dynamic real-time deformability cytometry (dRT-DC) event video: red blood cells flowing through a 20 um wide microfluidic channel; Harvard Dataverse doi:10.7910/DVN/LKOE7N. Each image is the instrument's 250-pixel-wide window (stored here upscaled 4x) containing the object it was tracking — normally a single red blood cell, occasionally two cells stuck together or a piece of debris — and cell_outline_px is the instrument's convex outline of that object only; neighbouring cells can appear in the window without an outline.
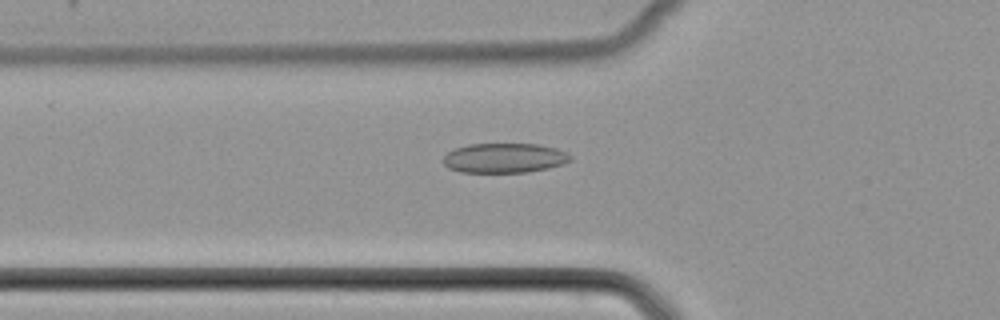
{"species": "common noctule bat (a hibernating species)", "species_latin": "Nyctalus noctula", "temperature_condition": "cold", "stored_images_in_passage": 50, "camera_frame_rate_fps": 3000, "um_per_image_px": 0.085, "animal": {"sex": "female", "body_mass_g": 22.7, "forearm_length_mm": 54.2}, "frame": {"image": 1, "passage_image": 18, "time_ms": 5.667, "image_size_px": [1000, 320], "cell_outline_px": [[572, 160], [564, 164], [548, 168], [528, 172], [460, 172], [448, 168], [444, 164], [444, 156], [448, 152], [456, 148], [468, 144], [536, 144], [556, 148], [568, 152], [572, 156]], "centroid_in_image_um": [42.91, 13.43], "position_along_channel_um": 82.9, "area_um2": 22.08}}
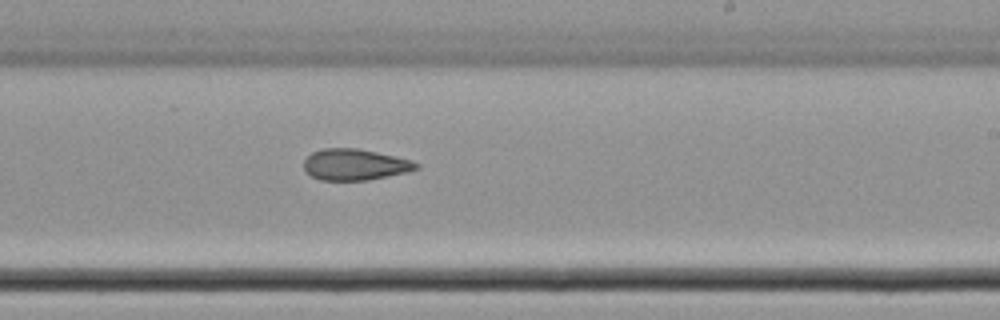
{"frame": {"image": 2, "passage_image": 31, "time_ms": 10.0, "image_size_px": [1000, 320], "cell_outline_px": [[420, 168], [408, 172], [368, 180], [320, 180], [304, 172], [304, 160], [312, 152], [324, 148], [356, 148], [396, 156], [412, 160], [420, 164]], "centroid_in_image_um": [30.18, 13.99], "position_along_channel_um": 258.8, "area_um2": 20.58}}
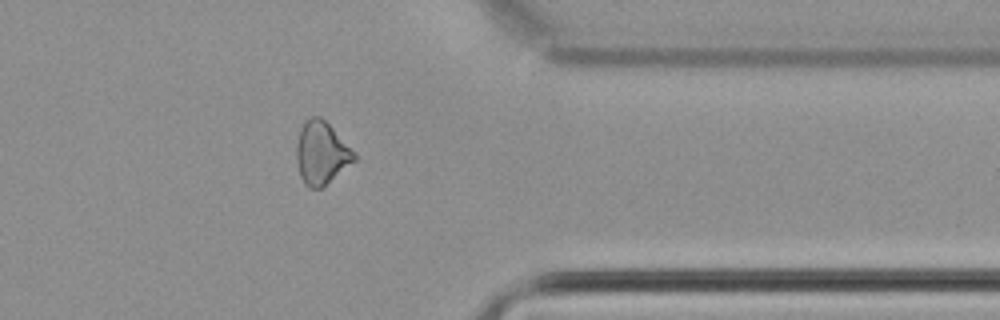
{"frame": {"image": 3, "passage_image": 41, "time_ms": 13.333, "image_size_px": [1000, 320], "cell_outline_px": [[356, 160], [324, 188], [308, 188], [304, 184], [300, 176], [296, 160], [296, 144], [300, 128], [304, 120], [308, 116], [320, 116], [356, 152]], "centroid_in_image_um": [27.31, 13.02], "position_along_channel_um": 384.1, "area_um2": 21.56}}